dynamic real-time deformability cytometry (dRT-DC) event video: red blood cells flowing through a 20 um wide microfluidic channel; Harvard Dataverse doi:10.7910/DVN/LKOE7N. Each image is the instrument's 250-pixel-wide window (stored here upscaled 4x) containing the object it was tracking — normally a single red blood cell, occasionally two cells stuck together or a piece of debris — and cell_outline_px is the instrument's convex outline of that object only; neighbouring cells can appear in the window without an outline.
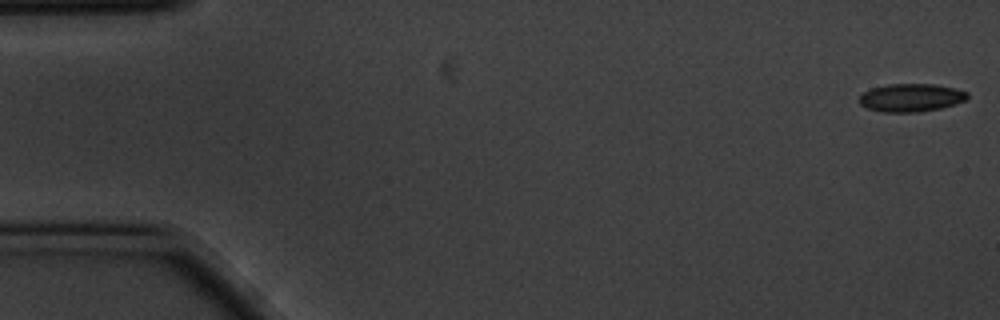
{"species": "common noctule bat (a hibernating species)", "species_latin": "Nyctalus noctula", "temperature_condition": "cold", "stored_images_in_passage": 8, "camera_frame_rate_fps": 3000, "um_per_image_px": 0.085, "animal": {"sex": "male", "body_mass_g": 20.1, "forearm_length_mm": 53.5}, "frame": {"image": 1, "passage_image": 1, "time_ms": 0.0, "image_size_px": [1000, 320], "cell_outline_px": [[968, 96], [964, 100], [956, 104], [940, 108], [916, 112], [880, 112], [868, 108], [860, 104], [860, 96], [864, 92], [872, 88], [888, 84], [936, 84], [956, 88], [968, 92]], "centroid_in_image_um": [77.45, 8.29], "position_along_channel_um": 7.5, "area_um2": 17.63}}